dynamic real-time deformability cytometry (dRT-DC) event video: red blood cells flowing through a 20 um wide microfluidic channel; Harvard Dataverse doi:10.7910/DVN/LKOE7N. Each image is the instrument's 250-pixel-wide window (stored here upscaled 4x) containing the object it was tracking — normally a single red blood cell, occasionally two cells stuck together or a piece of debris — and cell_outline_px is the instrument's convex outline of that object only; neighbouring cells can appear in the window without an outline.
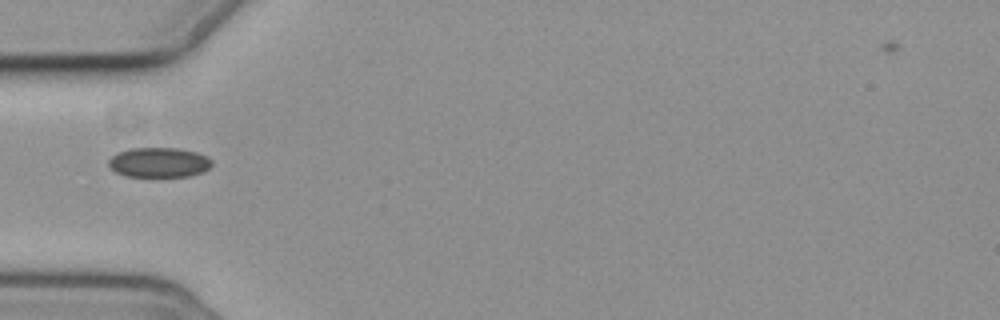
{"species": "common noctule bat (a hibernating species)", "species_latin": "Nyctalus noctula", "temperature_condition": "cold", "stored_images_in_passage": 3, "camera_frame_rate_fps": 3000, "um_per_image_px": 0.085, "animal": {"sex": "female", "body_mass_g": 19.3, "forearm_length_mm": 54.1}, "frame": {"image": 1, "passage_image": 1, "time_ms": 0.0, "image_size_px": [1000, 320], "cell_outline_px": [[212, 164], [204, 172], [188, 176], [124, 176], [116, 172], [108, 164], [108, 160], [116, 152], [132, 148], [176, 148], [196, 152], [212, 160]], "centroid_in_image_um": [13.49, 13.8], "position_along_channel_um": 71.5, "area_um2": 17.86}}
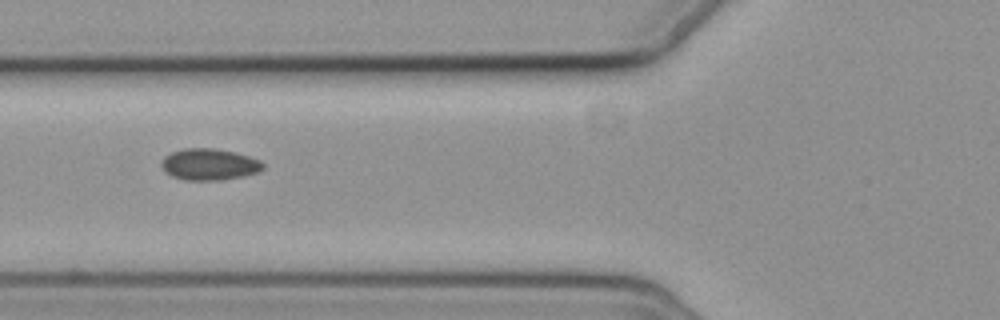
{"frame": {"image": 2, "passage_image": 2, "time_ms": 1.0, "image_size_px": [1000, 320], "cell_outline_px": [[264, 168], [260, 172], [244, 176], [220, 180], [184, 180], [172, 176], [160, 164], [160, 160], [164, 156], [172, 152], [184, 148], [212, 148], [236, 152], [260, 160], [264, 164]], "centroid_in_image_um": [17.81, 13.97], "position_along_channel_um": 108.0, "area_um2": 18.73}}
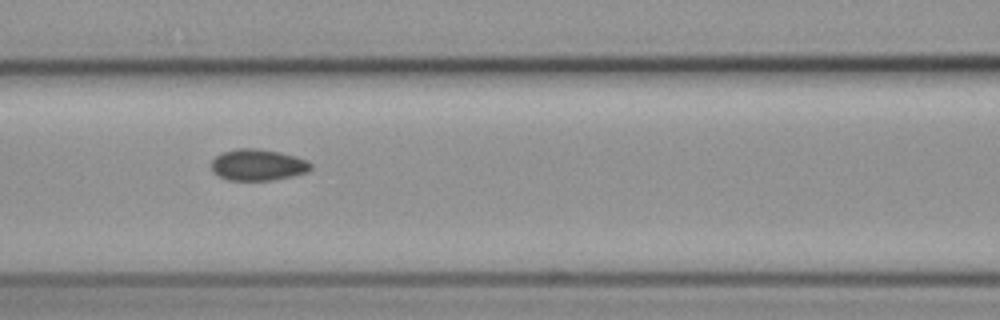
{"frame": {"image": 3, "passage_image": 3, "time_ms": 2.0, "image_size_px": [1000, 320], "cell_outline_px": [[312, 168], [308, 172], [292, 176], [272, 180], [228, 180], [212, 172], [212, 160], [220, 152], [236, 148], [256, 148], [280, 152], [296, 156], [308, 160], [312, 164]], "centroid_in_image_um": [21.93, 14.0], "position_along_channel_um": 144.7, "area_um2": 18.38}}